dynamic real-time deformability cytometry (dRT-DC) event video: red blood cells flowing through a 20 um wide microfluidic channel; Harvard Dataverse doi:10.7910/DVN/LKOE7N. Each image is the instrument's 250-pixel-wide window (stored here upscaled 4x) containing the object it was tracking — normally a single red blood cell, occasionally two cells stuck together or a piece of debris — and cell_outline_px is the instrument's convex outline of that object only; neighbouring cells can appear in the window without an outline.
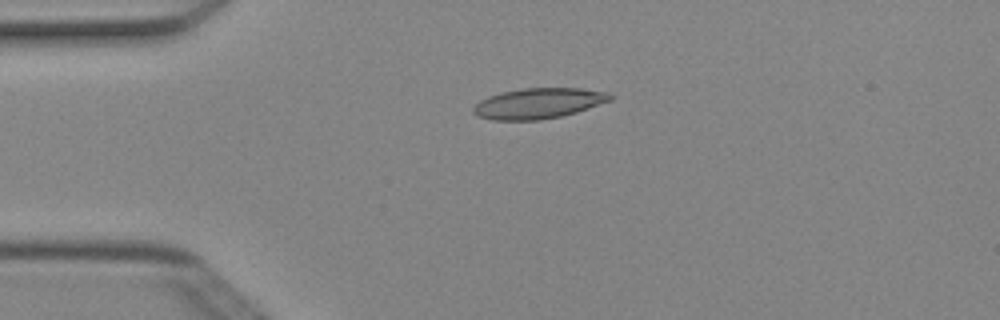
{"species": "Egyptian fruit bat (a non-hibernating species)", "species_latin": "Rousettus aegyptiacus", "temperature_condition": "cold", "stored_images_in_passage": 3, "camera_frame_rate_fps": 3000, "um_per_image_px": 0.085, "animal": {"sex": "female"}, "frame": {"image": 1, "passage_image": 3, "time_ms": 0.667, "image_size_px": [1000, 320], "cell_outline_px": [[612, 100], [576, 112], [560, 116], [540, 120], [492, 120], [476, 116], [472, 112], [472, 108], [480, 100], [488, 96], [500, 92], [524, 88], [580, 88], [608, 92], [612, 96]], "centroid_in_image_um": [45.73, 8.78], "position_along_channel_um": 39.3, "area_um2": 24.39}}